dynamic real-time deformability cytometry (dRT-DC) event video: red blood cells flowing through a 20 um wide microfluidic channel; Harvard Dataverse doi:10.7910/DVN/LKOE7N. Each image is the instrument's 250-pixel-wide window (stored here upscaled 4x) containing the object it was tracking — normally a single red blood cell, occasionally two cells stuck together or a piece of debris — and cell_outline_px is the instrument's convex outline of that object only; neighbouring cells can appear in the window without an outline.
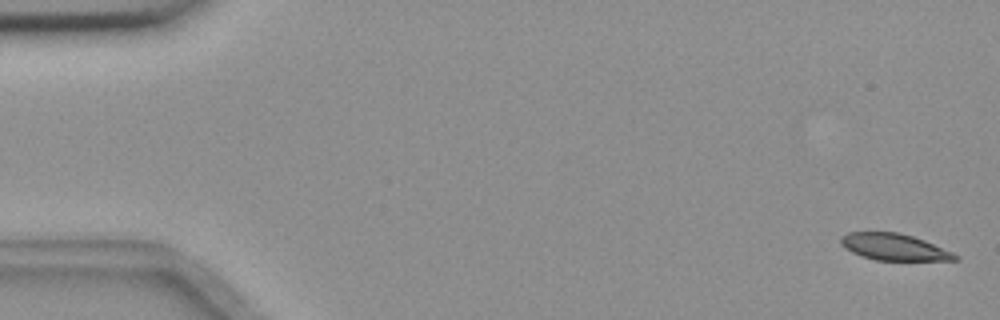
{"species": "common noctule bat (a hibernating species)", "species_latin": "Nyctalus noctula", "temperature_condition": "room temperature", "stored_images_in_passage": 11, "camera_frame_rate_fps": 3000, "um_per_image_px": 0.085, "animal": {"sex": "female", "body_mass_g": 18.4}, "frame": {"image": 1, "passage_image": 1, "time_ms": 0.0, "image_size_px": [1000, 320], "cell_outline_px": [[960, 260], [876, 260], [860, 256], [844, 248], [840, 244], [840, 236], [848, 232], [896, 232], [912, 236], [924, 240], [952, 252], [960, 256]], "centroid_in_image_um": [75.96, 21.0], "position_along_channel_um": 9.0, "area_um2": 17.74}}
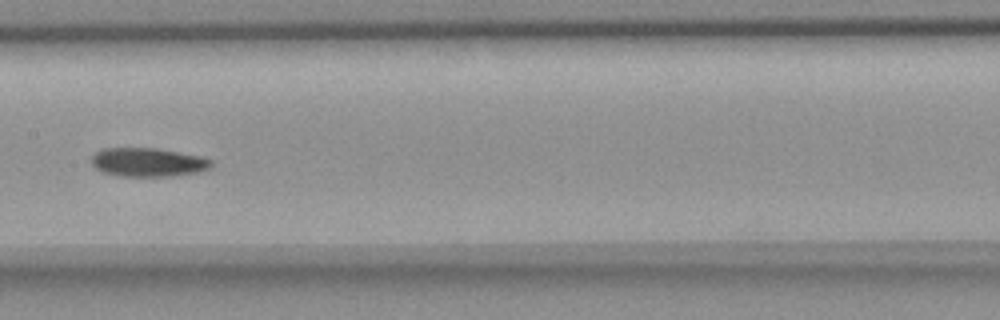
{"frame": {"image": 2, "passage_image": 8, "time_ms": 2.333, "image_size_px": [1000, 320], "cell_outline_px": [[212, 164], [208, 168], [196, 172], [172, 176], [120, 176], [104, 172], [96, 168], [92, 164], [92, 156], [96, 152], [104, 148], [156, 148], [204, 156], [212, 160]], "centroid_in_image_um": [12.59, 13.78], "position_along_channel_um": 194.8, "area_um2": 20.0}}
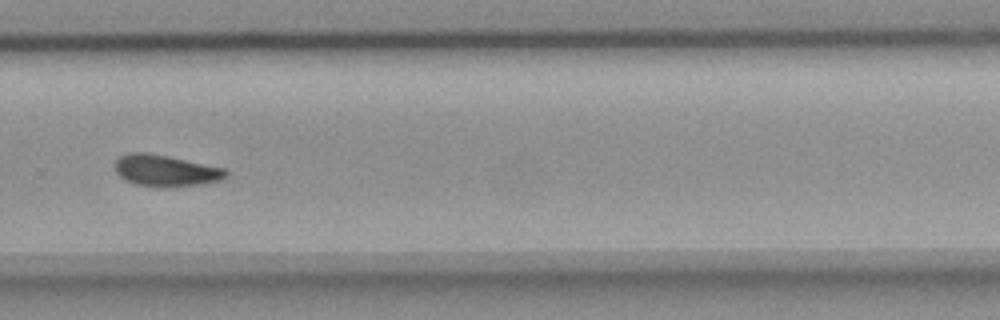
{"frame": {"image": 3, "passage_image": 11, "time_ms": 3.333, "image_size_px": [1000, 320], "cell_outline_px": [[228, 176], [220, 180], [204, 184], [164, 188], [136, 184], [120, 176], [116, 172], [116, 160], [120, 156], [128, 152], [148, 152], [168, 156], [224, 168], [228, 172]], "centroid_in_image_um": [14.1, 14.5], "position_along_channel_um": 315.7, "area_um2": 20.4}}